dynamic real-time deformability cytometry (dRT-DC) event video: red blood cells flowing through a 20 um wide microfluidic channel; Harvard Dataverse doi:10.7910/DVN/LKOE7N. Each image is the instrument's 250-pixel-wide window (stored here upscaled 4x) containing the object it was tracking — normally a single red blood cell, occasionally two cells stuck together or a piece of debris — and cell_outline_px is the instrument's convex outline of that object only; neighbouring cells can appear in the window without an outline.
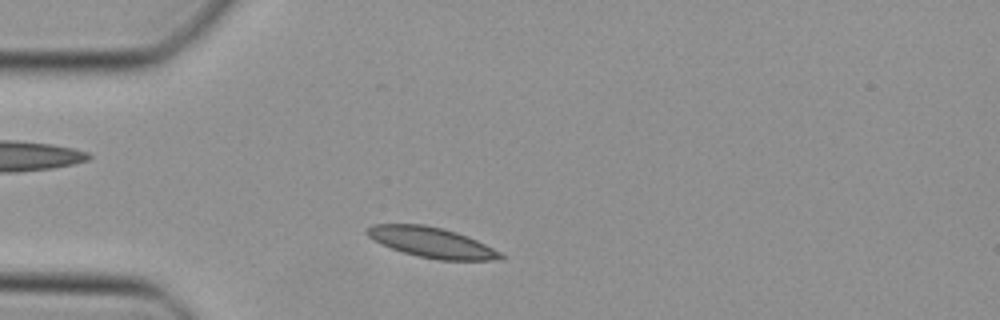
{"species": "Egyptian fruit bat (a non-hibernating species)", "species_latin": "Rousettus aegyptiacus", "temperature_condition": "cold", "stored_images_in_passage": 39, "camera_frame_rate_fps": 3000, "um_per_image_px": 0.085, "animal": {"sex": "female"}, "frame": {"image": 1, "passage_image": 4, "time_ms": 1.0, "image_size_px": [1000, 320], "cell_outline_px": [[504, 260], [440, 260], [420, 256], [404, 252], [392, 248], [368, 236], [364, 232], [372, 224], [424, 224], [444, 228], [456, 232], [476, 240], [500, 252], [504, 256]], "centroid_in_image_um": [36.72, 20.6], "position_along_channel_um": 48.3, "area_um2": 23.24}}
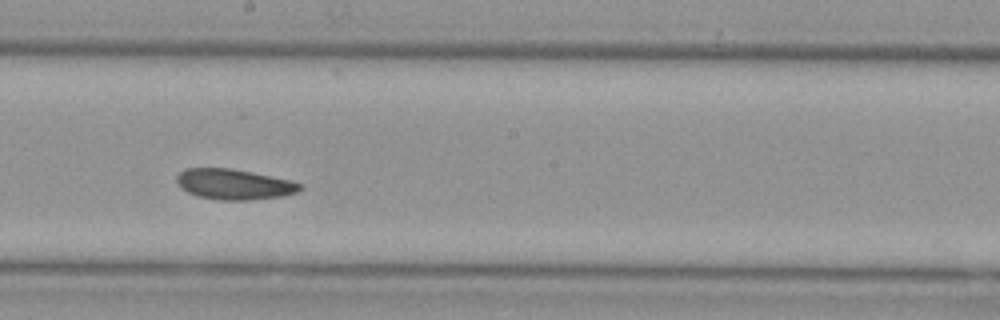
{"frame": {"image": 2, "passage_image": 18, "time_ms": 5.667, "image_size_px": [1000, 320], "cell_outline_px": [[300, 188], [296, 192], [284, 196], [248, 200], [216, 200], [200, 196], [188, 192], [180, 188], [176, 180], [176, 176], [184, 168], [232, 168], [252, 172], [288, 180], [300, 184]], "centroid_in_image_um": [19.83, 15.66], "position_along_channel_um": 228.4, "area_um2": 21.73}}
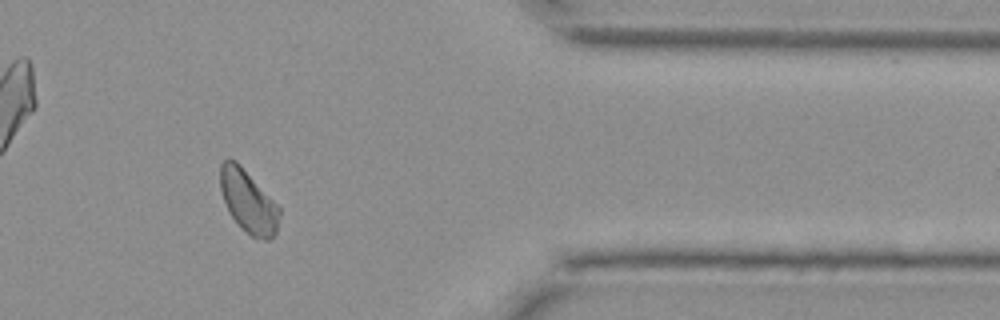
{"frame": {"image": 3, "passage_image": 31, "time_ms": 10.0, "image_size_px": [1000, 320], "cell_outline_px": [[280, 216], [276, 232], [268, 240], [264, 240], [252, 236], [228, 212], [220, 188], [220, 164], [228, 156], [236, 160], [240, 164], [280, 208]], "centroid_in_image_um": [21.09, 17.07], "position_along_channel_um": 390.3, "area_um2": 21.27}}